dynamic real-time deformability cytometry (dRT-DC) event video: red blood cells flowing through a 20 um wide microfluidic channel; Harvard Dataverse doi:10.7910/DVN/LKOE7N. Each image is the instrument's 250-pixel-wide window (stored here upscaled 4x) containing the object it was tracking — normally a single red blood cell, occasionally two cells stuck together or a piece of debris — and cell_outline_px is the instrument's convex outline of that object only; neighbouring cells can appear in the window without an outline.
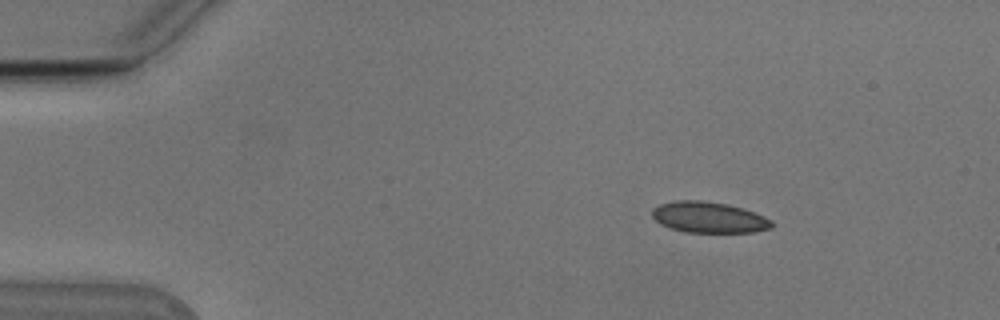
{"species": "Egyptian fruit bat (a non-hibernating species)", "species_latin": "Rousettus aegyptiacus", "temperature_condition": "cold", "stored_images_in_passage": 47, "camera_frame_rate_fps": 3000, "um_per_image_px": 0.085, "animal": {"sex": "male"}, "frame": {"image": 1, "passage_image": 1, "time_ms": 0.0, "image_size_px": [1000, 320], "cell_outline_px": [[772, 228], [752, 232], [684, 232], [668, 228], [660, 224], [652, 216], [652, 208], [660, 204], [676, 200], [700, 200], [728, 204], [764, 216], [772, 220]], "centroid_in_image_um": [60.21, 18.48], "position_along_channel_um": 24.8, "area_um2": 21.56}}
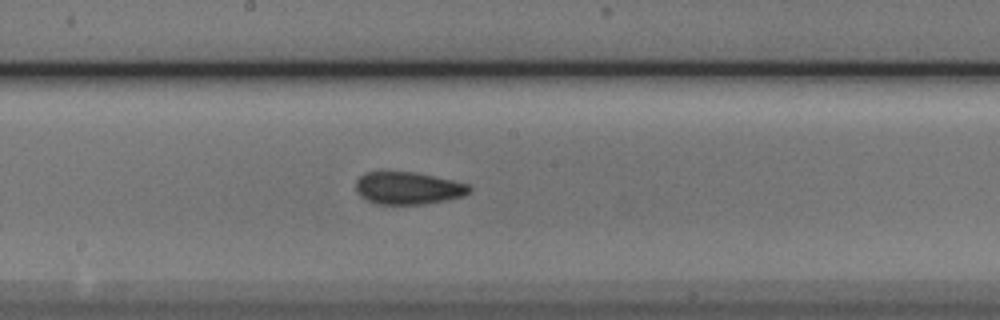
{"frame": {"image": 2, "passage_image": 22, "time_ms": 7.0, "image_size_px": [1000, 320], "cell_outline_px": [[472, 192], [464, 196], [424, 204], [376, 204], [360, 196], [356, 192], [356, 180], [360, 176], [368, 172], [412, 172], [456, 180], [468, 184], [472, 188]], "centroid_in_image_um": [34.72, 15.99], "position_along_channel_um": 213.5, "area_um2": 21.5}}
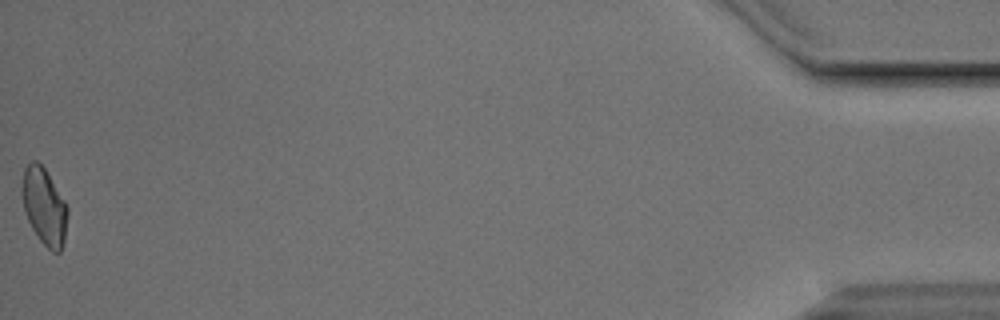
{"frame": {"image": 3, "passage_image": 47, "time_ms": 15.333, "image_size_px": [1000, 320], "cell_outline_px": [[68, 216], [64, 240], [60, 252], [52, 252], [40, 240], [32, 228], [24, 212], [20, 192], [20, 188], [24, 168], [32, 160], [36, 160], [44, 168], [64, 200], [68, 208]], "centroid_in_image_um": [3.73, 17.54], "position_along_channel_um": 431.5, "area_um2": 20.46}, "authors_computed_cell_mechanics": {"area_um2": 21.386, "velocity_mm_per_s": 3.7936, "shape_relaxation_time_tau1_ms": 3.5405, "shape_relaxation_time_tau2_ms": 1.4243, "deformation_change_tau1": 0.0871, "deformation_change_tau2": 0.0623}}